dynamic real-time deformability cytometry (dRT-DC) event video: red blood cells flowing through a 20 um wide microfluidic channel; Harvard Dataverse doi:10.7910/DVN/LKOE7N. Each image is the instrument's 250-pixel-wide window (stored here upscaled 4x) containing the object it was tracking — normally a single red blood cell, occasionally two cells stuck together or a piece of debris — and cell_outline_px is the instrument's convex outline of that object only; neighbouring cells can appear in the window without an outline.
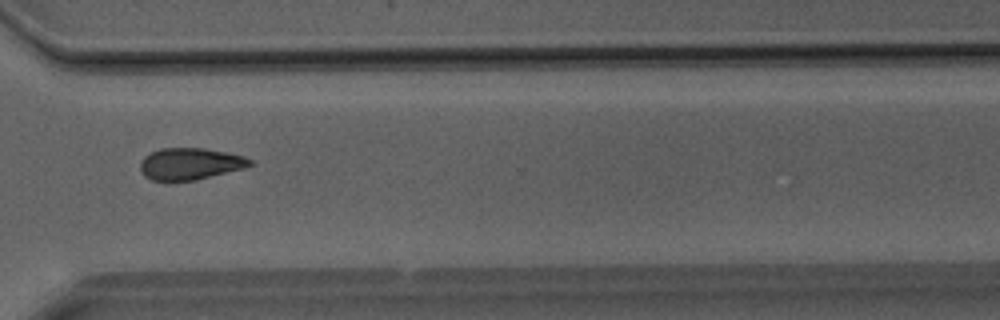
{"species": "Egyptian fruit bat (a non-hibernating species)", "species_latin": "Rousettus aegyptiacus", "temperature_condition": "room temperature", "stored_images_in_passage": 39, "camera_frame_rate_fps": 3000, "um_per_image_px": 0.085, "animal": {"sex": "male"}, "frame": {"image": 1, "passage_image": 29, "time_ms": 9.333, "image_size_px": [1000, 320], "cell_outline_px": [[252, 164], [244, 168], [196, 180], [152, 180], [144, 176], [140, 172], [140, 164], [144, 156], [160, 148], [204, 148], [244, 156], [252, 160]], "centroid_in_image_um": [16.14, 13.92], "position_along_channel_um": 354.5, "area_um2": 20.17}}
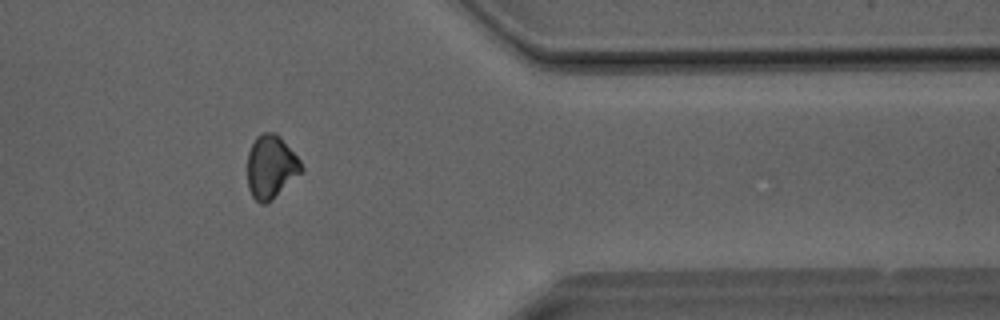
{"frame": {"image": 2, "passage_image": 32, "time_ms": 10.333, "image_size_px": [1000, 320], "cell_outline_px": [[304, 168], [272, 200], [264, 204], [260, 204], [252, 196], [248, 188], [248, 152], [256, 136], [264, 132], [276, 132], [280, 136], [300, 160]], "centroid_in_image_um": [23.01, 14.17], "position_along_channel_um": 388.4, "area_um2": 19.71}}
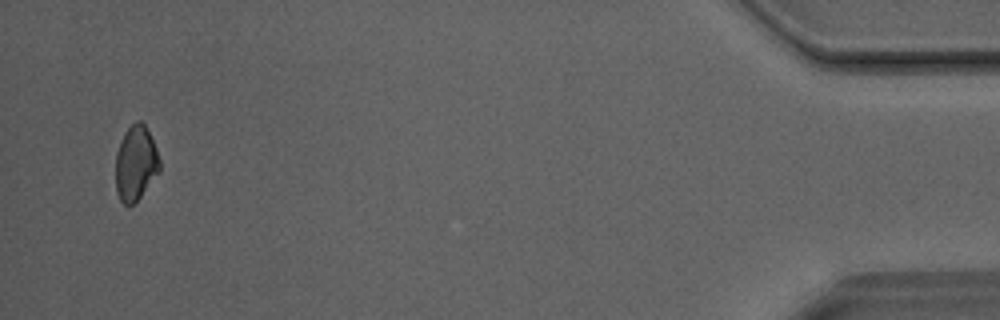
{"frame": {"image": 3, "passage_image": 38, "time_ms": 12.333, "image_size_px": [1000, 320], "cell_outline_px": [[160, 172], [140, 196], [132, 204], [124, 204], [120, 200], [116, 192], [116, 152], [120, 140], [124, 132], [136, 120], [140, 120], [144, 124], [156, 148], [160, 160]], "centroid_in_image_um": [11.53, 13.86], "position_along_channel_um": 423.7, "area_um2": 19.13}}